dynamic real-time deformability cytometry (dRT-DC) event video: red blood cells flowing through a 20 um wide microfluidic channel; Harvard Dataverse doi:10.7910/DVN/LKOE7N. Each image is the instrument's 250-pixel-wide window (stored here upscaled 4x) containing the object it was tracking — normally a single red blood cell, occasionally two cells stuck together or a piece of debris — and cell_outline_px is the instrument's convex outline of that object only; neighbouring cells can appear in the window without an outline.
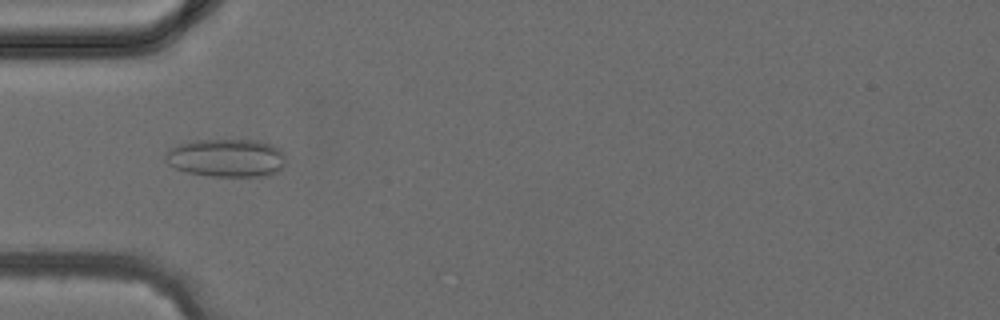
{"species": "common noctule bat (a hibernating species)", "species_latin": "Nyctalus noctula", "temperature_condition": "cold", "stored_images_in_passage": 24, "camera_frame_rate_fps": 3000, "um_per_image_px": 0.085, "animal": {"sex": "female", "body_mass_g": 24.6, "forearm_length_mm": 56.2}, "frame": {"image": 1, "passage_image": 3, "time_ms": 0.667, "image_size_px": [1000, 320], "cell_outline_px": [[284, 164], [280, 172], [268, 176], [212, 176], [188, 172], [176, 168], [168, 164], [164, 160], [164, 156], [176, 144], [196, 140], [260, 140], [272, 144], [280, 148], [284, 152]], "centroid_in_image_um": [19.29, 13.42], "position_along_channel_um": 65.7, "area_um2": 26.99}}
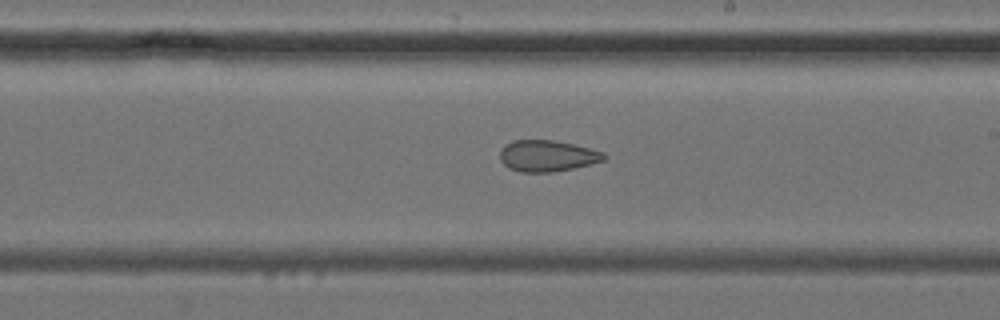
{"frame": {"image": 2, "passage_image": 13, "time_ms": 4.0, "image_size_px": [1000, 320], "cell_outline_px": [[608, 156], [604, 160], [592, 164], [552, 172], [520, 172], [508, 168], [500, 160], [500, 152], [512, 140], [552, 140], [572, 144], [604, 152]], "centroid_in_image_um": [46.53, 13.26], "position_along_channel_um": 242.5, "area_um2": 18.84}}
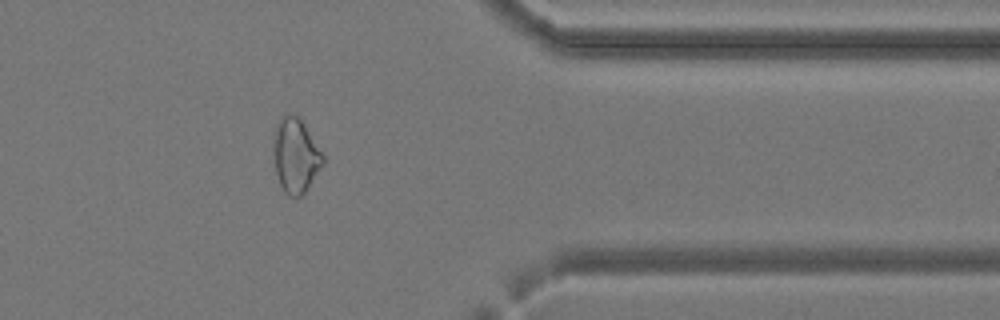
{"frame": {"image": 3, "passage_image": 22, "time_ms": 7.0, "image_size_px": [1000, 320], "cell_outline_px": [[324, 164], [304, 192], [300, 196], [288, 196], [284, 192], [280, 184], [276, 172], [272, 148], [272, 132], [276, 124], [284, 116], [292, 112], [304, 124], [324, 156]], "centroid_in_image_um": [25.09, 13.2], "position_along_channel_um": 386.3, "area_um2": 21.44}}